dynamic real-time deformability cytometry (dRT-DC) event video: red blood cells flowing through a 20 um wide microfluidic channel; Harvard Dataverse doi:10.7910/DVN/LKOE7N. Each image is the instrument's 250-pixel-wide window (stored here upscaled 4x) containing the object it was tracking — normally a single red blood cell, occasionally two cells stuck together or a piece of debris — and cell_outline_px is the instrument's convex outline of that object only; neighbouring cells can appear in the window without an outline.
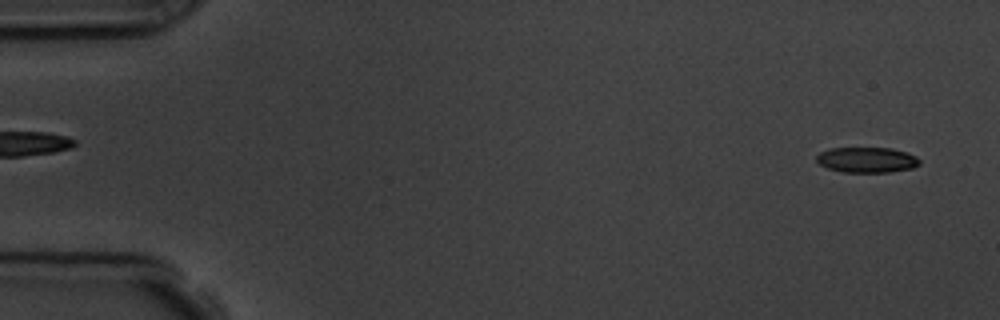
{"species": "common noctule bat (a hibernating species)", "species_latin": "Nyctalus noctula", "temperature_condition": "room temperature", "stored_images_in_passage": 5, "segment_of_instrument_passage": [2, 2], "camera_frame_rate_fps": 3000, "um_per_image_px": 0.085, "animal": {"sex": "male", "body_mass_g": 19.5, "forearm_length_mm": 54.6}, "frame": {"image": 1, "passage_image": 5, "time_ms": 6.333, "image_size_px": [1000, 320], "cell_outline_px": [[920, 164], [912, 168], [888, 172], [844, 172], [828, 168], [820, 164], [816, 160], [816, 156], [820, 152], [832, 148], [892, 148], [908, 152], [916, 156], [920, 160]], "centroid_in_image_um": [73.71, 13.58], "position_along_channel_um": 11.3, "area_um2": 15.26}}